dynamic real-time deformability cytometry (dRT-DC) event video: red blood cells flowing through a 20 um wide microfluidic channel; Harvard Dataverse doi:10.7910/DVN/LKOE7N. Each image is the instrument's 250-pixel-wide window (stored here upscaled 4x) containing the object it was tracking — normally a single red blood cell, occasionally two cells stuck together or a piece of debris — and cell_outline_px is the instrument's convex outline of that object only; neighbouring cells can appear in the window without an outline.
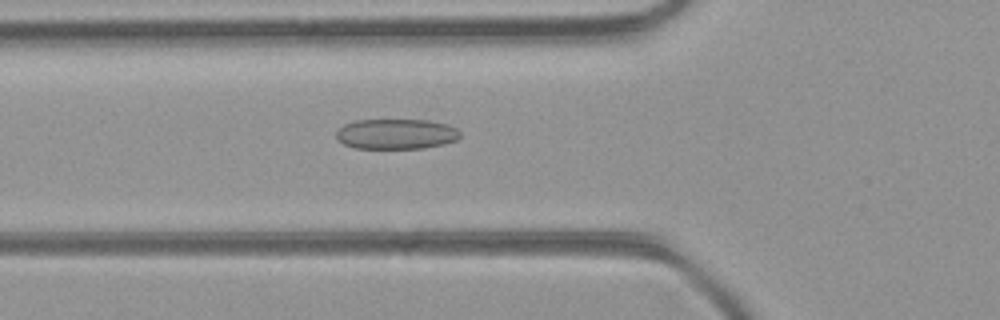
{"species": "common noctule bat (a hibernating species)", "species_latin": "Nyctalus noctula", "temperature_condition": "room temperature", "stored_images_in_passage": 31, "camera_frame_rate_fps": 3000, "um_per_image_px": 0.085, "animal": {"sex": "female", "body_mass_g": 21.9}, "frame": {"image": 1, "passage_image": 3, "time_ms": 0.667, "image_size_px": [1000, 320], "cell_outline_px": [[460, 136], [456, 140], [444, 144], [424, 148], [356, 148], [344, 144], [336, 136], [336, 132], [344, 124], [356, 120], [428, 120], [448, 124], [456, 128], [460, 132]], "centroid_in_image_um": [33.7, 11.38], "position_along_channel_um": 92.1, "area_um2": 21.79}}
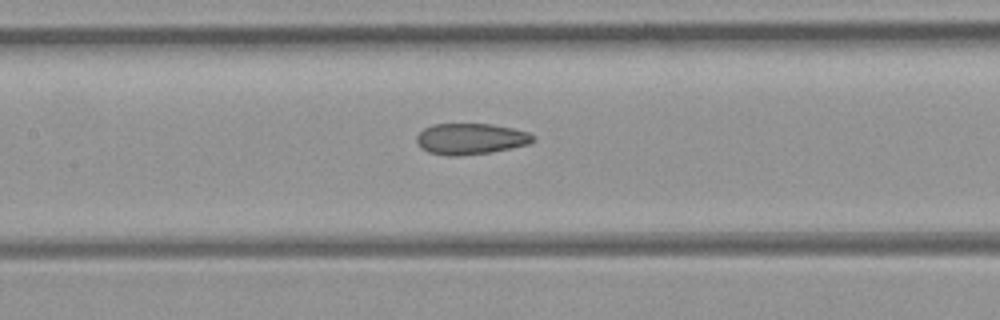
{"frame": {"image": 2, "passage_image": 8, "time_ms": 2.333, "image_size_px": [1000, 320], "cell_outline_px": [[532, 140], [528, 144], [512, 148], [488, 152], [456, 156], [448, 156], [428, 152], [420, 148], [416, 140], [416, 136], [424, 128], [432, 124], [492, 124], [512, 128], [528, 132], [532, 136]], "centroid_in_image_um": [39.94, 11.8], "position_along_channel_um": 167.5, "area_um2": 20.92}}
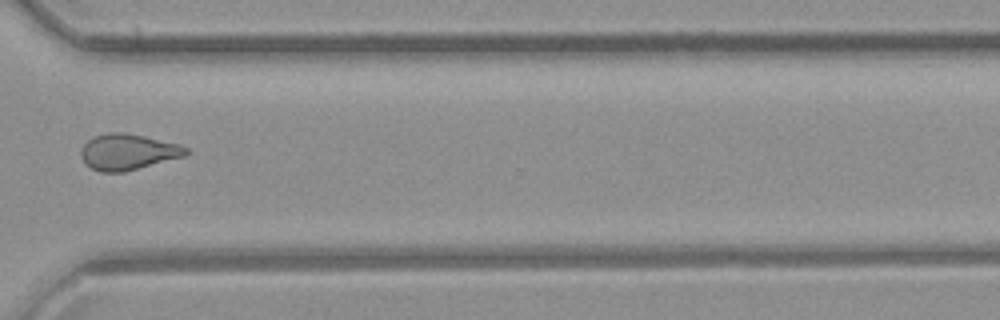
{"frame": {"image": 3, "passage_image": 21, "time_ms": 6.667, "image_size_px": [1000, 320], "cell_outline_px": [[188, 152], [184, 156], [124, 172], [100, 172], [84, 164], [80, 156], [80, 152], [84, 144], [88, 140], [96, 136], [108, 132], [120, 132], [144, 136], [180, 144], [188, 148]], "centroid_in_image_um": [10.85, 12.92], "position_along_channel_um": 359.8, "area_um2": 21.91}, "authors_computed_cell_mechanics": {"area_um2": 21.2704, "velocity_mm_per_s": 4.4507, "shape_relaxation_time_tau1_ms": null, "shape_relaxation_time_tau2_ms": 1.7457, "deformation_change_tau1": null, "deformation_change_tau2": 0.089}}